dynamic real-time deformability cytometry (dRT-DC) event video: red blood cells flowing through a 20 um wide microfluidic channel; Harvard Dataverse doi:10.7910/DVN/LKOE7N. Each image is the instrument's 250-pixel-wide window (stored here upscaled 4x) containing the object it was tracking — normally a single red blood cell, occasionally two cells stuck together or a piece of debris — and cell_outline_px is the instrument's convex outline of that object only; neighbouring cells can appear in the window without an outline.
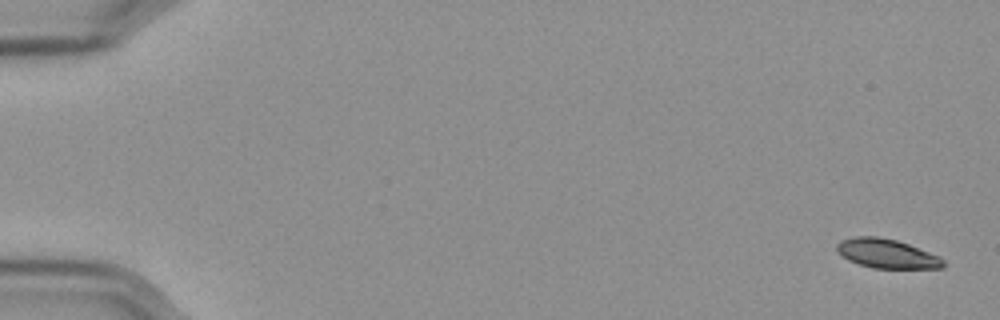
{"species": "Egyptian fruit bat (a non-hibernating species)", "species_latin": "Rousettus aegyptiacus", "temperature_condition": "cold", "stored_images_in_passage": 57, "camera_frame_rate_fps": 3000, "um_per_image_px": 0.085, "frame": {"image": 1, "passage_image": 1, "time_ms": 0.0, "image_size_px": [1000, 320], "cell_outline_px": [[944, 268], [872, 268], [848, 260], [836, 248], [836, 244], [840, 240], [856, 236], [876, 236], [896, 240], [908, 244], [940, 256], [944, 260]], "centroid_in_image_um": [75.39, 21.55], "position_along_channel_um": 9.6, "area_um2": 17.98}}
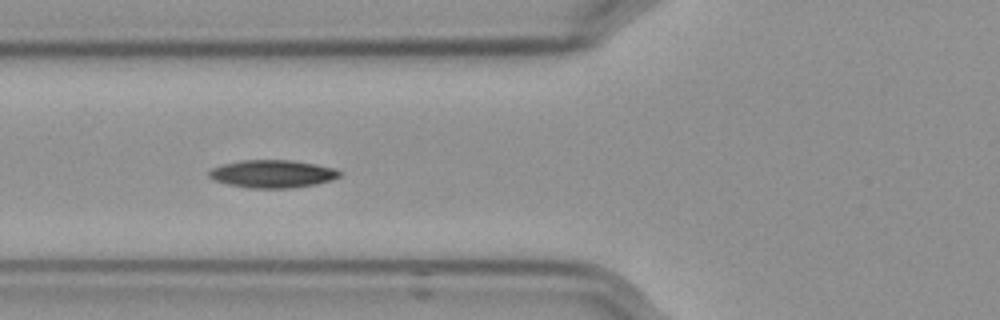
{"frame": {"image": 2, "passage_image": 22, "time_ms": 7.0, "image_size_px": [1000, 320], "cell_outline_px": [[340, 176], [316, 184], [288, 188], [248, 188], [228, 184], [212, 180], [208, 176], [208, 172], [212, 168], [224, 164], [244, 160], [288, 160], [316, 164], [332, 168], [340, 172]], "centroid_in_image_um": [23.1, 14.78], "position_along_channel_um": 102.7, "area_um2": 20.87}}
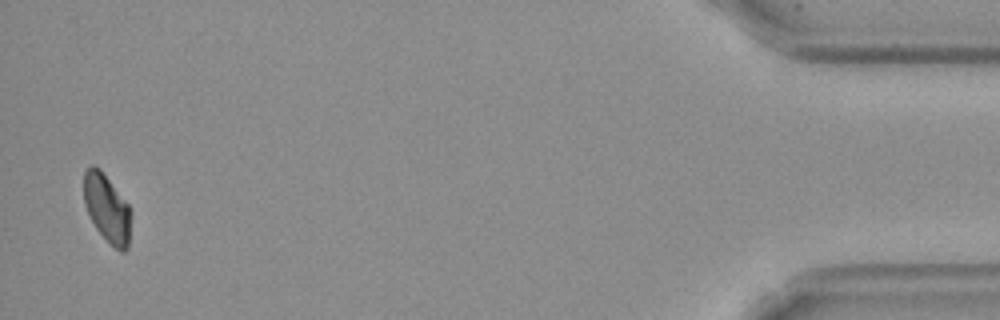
{"frame": {"image": 3, "passage_image": 56, "time_ms": 18.333, "image_size_px": [1000, 320], "cell_outline_px": [[132, 212], [128, 248], [124, 252], [120, 252], [96, 228], [84, 204], [84, 172], [92, 164], [100, 168], [128, 204]], "centroid_in_image_um": [9.11, 17.69], "position_along_channel_um": 426.1, "area_um2": 18.55}}